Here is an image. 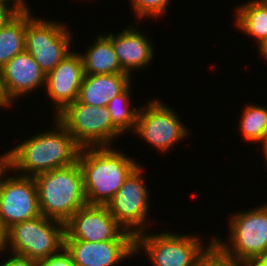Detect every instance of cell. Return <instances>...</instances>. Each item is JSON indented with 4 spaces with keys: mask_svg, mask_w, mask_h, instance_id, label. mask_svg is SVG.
<instances>
[{
    "mask_svg": "<svg viewBox=\"0 0 267 266\" xmlns=\"http://www.w3.org/2000/svg\"><path fill=\"white\" fill-rule=\"evenodd\" d=\"M166 231L136 234L135 255L143 251L152 266H195L198 257L214 241L212 236L205 246L200 235Z\"/></svg>",
    "mask_w": 267,
    "mask_h": 266,
    "instance_id": "4",
    "label": "cell"
},
{
    "mask_svg": "<svg viewBox=\"0 0 267 266\" xmlns=\"http://www.w3.org/2000/svg\"><path fill=\"white\" fill-rule=\"evenodd\" d=\"M139 107L133 134L159 152H169L173 146L183 142L190 133L178 114L168 105L152 98Z\"/></svg>",
    "mask_w": 267,
    "mask_h": 266,
    "instance_id": "9",
    "label": "cell"
},
{
    "mask_svg": "<svg viewBox=\"0 0 267 266\" xmlns=\"http://www.w3.org/2000/svg\"><path fill=\"white\" fill-rule=\"evenodd\" d=\"M171 0H129L131 9L135 13L138 20L145 18H164L163 14L168 11V5Z\"/></svg>",
    "mask_w": 267,
    "mask_h": 266,
    "instance_id": "24",
    "label": "cell"
},
{
    "mask_svg": "<svg viewBox=\"0 0 267 266\" xmlns=\"http://www.w3.org/2000/svg\"><path fill=\"white\" fill-rule=\"evenodd\" d=\"M41 215L37 185L33 177L4 175L0 182V220L9 227Z\"/></svg>",
    "mask_w": 267,
    "mask_h": 266,
    "instance_id": "11",
    "label": "cell"
},
{
    "mask_svg": "<svg viewBox=\"0 0 267 266\" xmlns=\"http://www.w3.org/2000/svg\"><path fill=\"white\" fill-rule=\"evenodd\" d=\"M240 266H267V256L249 257L239 261Z\"/></svg>",
    "mask_w": 267,
    "mask_h": 266,
    "instance_id": "28",
    "label": "cell"
},
{
    "mask_svg": "<svg viewBox=\"0 0 267 266\" xmlns=\"http://www.w3.org/2000/svg\"><path fill=\"white\" fill-rule=\"evenodd\" d=\"M7 230L3 226L1 220H0V256L2 258V255L7 254ZM6 252V253H5Z\"/></svg>",
    "mask_w": 267,
    "mask_h": 266,
    "instance_id": "30",
    "label": "cell"
},
{
    "mask_svg": "<svg viewBox=\"0 0 267 266\" xmlns=\"http://www.w3.org/2000/svg\"><path fill=\"white\" fill-rule=\"evenodd\" d=\"M7 109L9 108V106L3 101L2 97H1V93H0V109Z\"/></svg>",
    "mask_w": 267,
    "mask_h": 266,
    "instance_id": "33",
    "label": "cell"
},
{
    "mask_svg": "<svg viewBox=\"0 0 267 266\" xmlns=\"http://www.w3.org/2000/svg\"><path fill=\"white\" fill-rule=\"evenodd\" d=\"M262 154L264 155L265 163L267 164V152H262Z\"/></svg>",
    "mask_w": 267,
    "mask_h": 266,
    "instance_id": "35",
    "label": "cell"
},
{
    "mask_svg": "<svg viewBox=\"0 0 267 266\" xmlns=\"http://www.w3.org/2000/svg\"><path fill=\"white\" fill-rule=\"evenodd\" d=\"M7 251L37 262L64 248L65 224L40 215L7 229Z\"/></svg>",
    "mask_w": 267,
    "mask_h": 266,
    "instance_id": "5",
    "label": "cell"
},
{
    "mask_svg": "<svg viewBox=\"0 0 267 266\" xmlns=\"http://www.w3.org/2000/svg\"><path fill=\"white\" fill-rule=\"evenodd\" d=\"M80 53L84 74H120L126 73L121 67L112 46V33L98 34L96 41Z\"/></svg>",
    "mask_w": 267,
    "mask_h": 266,
    "instance_id": "18",
    "label": "cell"
},
{
    "mask_svg": "<svg viewBox=\"0 0 267 266\" xmlns=\"http://www.w3.org/2000/svg\"><path fill=\"white\" fill-rule=\"evenodd\" d=\"M10 170V150L0 156V182L5 174H9Z\"/></svg>",
    "mask_w": 267,
    "mask_h": 266,
    "instance_id": "29",
    "label": "cell"
},
{
    "mask_svg": "<svg viewBox=\"0 0 267 266\" xmlns=\"http://www.w3.org/2000/svg\"><path fill=\"white\" fill-rule=\"evenodd\" d=\"M37 266H76L71 255L63 248L60 252L38 262Z\"/></svg>",
    "mask_w": 267,
    "mask_h": 266,
    "instance_id": "25",
    "label": "cell"
},
{
    "mask_svg": "<svg viewBox=\"0 0 267 266\" xmlns=\"http://www.w3.org/2000/svg\"><path fill=\"white\" fill-rule=\"evenodd\" d=\"M240 116L239 128L247 143L263 144L267 136V107L248 103Z\"/></svg>",
    "mask_w": 267,
    "mask_h": 266,
    "instance_id": "22",
    "label": "cell"
},
{
    "mask_svg": "<svg viewBox=\"0 0 267 266\" xmlns=\"http://www.w3.org/2000/svg\"><path fill=\"white\" fill-rule=\"evenodd\" d=\"M25 51V10L0 28V69Z\"/></svg>",
    "mask_w": 267,
    "mask_h": 266,
    "instance_id": "20",
    "label": "cell"
},
{
    "mask_svg": "<svg viewBox=\"0 0 267 266\" xmlns=\"http://www.w3.org/2000/svg\"><path fill=\"white\" fill-rule=\"evenodd\" d=\"M239 6L235 9L234 25L257 40L259 50L267 41V5L262 0H249Z\"/></svg>",
    "mask_w": 267,
    "mask_h": 266,
    "instance_id": "19",
    "label": "cell"
},
{
    "mask_svg": "<svg viewBox=\"0 0 267 266\" xmlns=\"http://www.w3.org/2000/svg\"><path fill=\"white\" fill-rule=\"evenodd\" d=\"M143 168L139 165L106 205L117 222L134 235L147 231L146 227L150 225L147 217L151 206L148 197L150 191L143 178Z\"/></svg>",
    "mask_w": 267,
    "mask_h": 266,
    "instance_id": "10",
    "label": "cell"
},
{
    "mask_svg": "<svg viewBox=\"0 0 267 266\" xmlns=\"http://www.w3.org/2000/svg\"><path fill=\"white\" fill-rule=\"evenodd\" d=\"M5 257V260L2 259L3 261L0 263V266H37L38 264L36 260L11 252H9L8 256L6 255Z\"/></svg>",
    "mask_w": 267,
    "mask_h": 266,
    "instance_id": "27",
    "label": "cell"
},
{
    "mask_svg": "<svg viewBox=\"0 0 267 266\" xmlns=\"http://www.w3.org/2000/svg\"><path fill=\"white\" fill-rule=\"evenodd\" d=\"M137 28L129 25L118 34L112 33V46L118 61L131 77L134 70L146 69L151 64L155 52L151 40Z\"/></svg>",
    "mask_w": 267,
    "mask_h": 266,
    "instance_id": "16",
    "label": "cell"
},
{
    "mask_svg": "<svg viewBox=\"0 0 267 266\" xmlns=\"http://www.w3.org/2000/svg\"><path fill=\"white\" fill-rule=\"evenodd\" d=\"M262 152H267V136L264 143L261 145Z\"/></svg>",
    "mask_w": 267,
    "mask_h": 266,
    "instance_id": "34",
    "label": "cell"
},
{
    "mask_svg": "<svg viewBox=\"0 0 267 266\" xmlns=\"http://www.w3.org/2000/svg\"><path fill=\"white\" fill-rule=\"evenodd\" d=\"M64 240L102 242L115 240L125 229L107 206L85 205L65 223Z\"/></svg>",
    "mask_w": 267,
    "mask_h": 266,
    "instance_id": "13",
    "label": "cell"
},
{
    "mask_svg": "<svg viewBox=\"0 0 267 266\" xmlns=\"http://www.w3.org/2000/svg\"><path fill=\"white\" fill-rule=\"evenodd\" d=\"M84 77L83 61L79 52L71 51L46 74L45 87L53 105L54 116L77 100Z\"/></svg>",
    "mask_w": 267,
    "mask_h": 266,
    "instance_id": "15",
    "label": "cell"
},
{
    "mask_svg": "<svg viewBox=\"0 0 267 266\" xmlns=\"http://www.w3.org/2000/svg\"><path fill=\"white\" fill-rule=\"evenodd\" d=\"M63 22L36 18L25 10V51L48 74L71 52L72 33Z\"/></svg>",
    "mask_w": 267,
    "mask_h": 266,
    "instance_id": "6",
    "label": "cell"
},
{
    "mask_svg": "<svg viewBox=\"0 0 267 266\" xmlns=\"http://www.w3.org/2000/svg\"><path fill=\"white\" fill-rule=\"evenodd\" d=\"M10 2H12L14 5H16L20 10H31L29 8V4H27V0H8ZM26 1V2H25Z\"/></svg>",
    "mask_w": 267,
    "mask_h": 266,
    "instance_id": "31",
    "label": "cell"
},
{
    "mask_svg": "<svg viewBox=\"0 0 267 266\" xmlns=\"http://www.w3.org/2000/svg\"><path fill=\"white\" fill-rule=\"evenodd\" d=\"M52 130L40 132L10 149V171L21 176L70 166L77 162L81 147L55 118Z\"/></svg>",
    "mask_w": 267,
    "mask_h": 266,
    "instance_id": "1",
    "label": "cell"
},
{
    "mask_svg": "<svg viewBox=\"0 0 267 266\" xmlns=\"http://www.w3.org/2000/svg\"><path fill=\"white\" fill-rule=\"evenodd\" d=\"M45 78L46 74L30 53L17 54L0 69L1 97L10 108L23 95L44 87Z\"/></svg>",
    "mask_w": 267,
    "mask_h": 266,
    "instance_id": "14",
    "label": "cell"
},
{
    "mask_svg": "<svg viewBox=\"0 0 267 266\" xmlns=\"http://www.w3.org/2000/svg\"><path fill=\"white\" fill-rule=\"evenodd\" d=\"M38 191L41 215L65 223L84 207L86 195L78 162L33 177Z\"/></svg>",
    "mask_w": 267,
    "mask_h": 266,
    "instance_id": "3",
    "label": "cell"
},
{
    "mask_svg": "<svg viewBox=\"0 0 267 266\" xmlns=\"http://www.w3.org/2000/svg\"><path fill=\"white\" fill-rule=\"evenodd\" d=\"M20 11L21 10L12 2L0 0V28L11 21Z\"/></svg>",
    "mask_w": 267,
    "mask_h": 266,
    "instance_id": "26",
    "label": "cell"
},
{
    "mask_svg": "<svg viewBox=\"0 0 267 266\" xmlns=\"http://www.w3.org/2000/svg\"><path fill=\"white\" fill-rule=\"evenodd\" d=\"M228 242L214 236V241L237 261L267 256V208L256 206L231 215Z\"/></svg>",
    "mask_w": 267,
    "mask_h": 266,
    "instance_id": "8",
    "label": "cell"
},
{
    "mask_svg": "<svg viewBox=\"0 0 267 266\" xmlns=\"http://www.w3.org/2000/svg\"><path fill=\"white\" fill-rule=\"evenodd\" d=\"M131 90L133 89L130 83L120 94L110 100L106 106L114 127L122 135L127 132L129 133L130 130L134 133L136 127L139 106L131 107Z\"/></svg>",
    "mask_w": 267,
    "mask_h": 266,
    "instance_id": "21",
    "label": "cell"
},
{
    "mask_svg": "<svg viewBox=\"0 0 267 266\" xmlns=\"http://www.w3.org/2000/svg\"><path fill=\"white\" fill-rule=\"evenodd\" d=\"M132 79L127 73L84 74L77 100L95 107H105L132 83Z\"/></svg>",
    "mask_w": 267,
    "mask_h": 266,
    "instance_id": "17",
    "label": "cell"
},
{
    "mask_svg": "<svg viewBox=\"0 0 267 266\" xmlns=\"http://www.w3.org/2000/svg\"><path fill=\"white\" fill-rule=\"evenodd\" d=\"M134 159L111 146L81 148L77 162L83 175L87 205L106 206L139 166Z\"/></svg>",
    "mask_w": 267,
    "mask_h": 266,
    "instance_id": "2",
    "label": "cell"
},
{
    "mask_svg": "<svg viewBox=\"0 0 267 266\" xmlns=\"http://www.w3.org/2000/svg\"><path fill=\"white\" fill-rule=\"evenodd\" d=\"M64 248L76 266H116L136 256L135 235L127 230L112 241L64 240Z\"/></svg>",
    "mask_w": 267,
    "mask_h": 266,
    "instance_id": "12",
    "label": "cell"
},
{
    "mask_svg": "<svg viewBox=\"0 0 267 266\" xmlns=\"http://www.w3.org/2000/svg\"><path fill=\"white\" fill-rule=\"evenodd\" d=\"M258 54L260 55V57L264 58V60L266 59L267 61V41L265 42V44L258 50Z\"/></svg>",
    "mask_w": 267,
    "mask_h": 266,
    "instance_id": "32",
    "label": "cell"
},
{
    "mask_svg": "<svg viewBox=\"0 0 267 266\" xmlns=\"http://www.w3.org/2000/svg\"><path fill=\"white\" fill-rule=\"evenodd\" d=\"M195 266H240V263L213 241L198 257Z\"/></svg>",
    "mask_w": 267,
    "mask_h": 266,
    "instance_id": "23",
    "label": "cell"
},
{
    "mask_svg": "<svg viewBox=\"0 0 267 266\" xmlns=\"http://www.w3.org/2000/svg\"><path fill=\"white\" fill-rule=\"evenodd\" d=\"M54 118L67 129L81 148L112 146L114 140L123 136L114 127L106 106L95 107L76 100Z\"/></svg>",
    "mask_w": 267,
    "mask_h": 266,
    "instance_id": "7",
    "label": "cell"
}]
</instances>
